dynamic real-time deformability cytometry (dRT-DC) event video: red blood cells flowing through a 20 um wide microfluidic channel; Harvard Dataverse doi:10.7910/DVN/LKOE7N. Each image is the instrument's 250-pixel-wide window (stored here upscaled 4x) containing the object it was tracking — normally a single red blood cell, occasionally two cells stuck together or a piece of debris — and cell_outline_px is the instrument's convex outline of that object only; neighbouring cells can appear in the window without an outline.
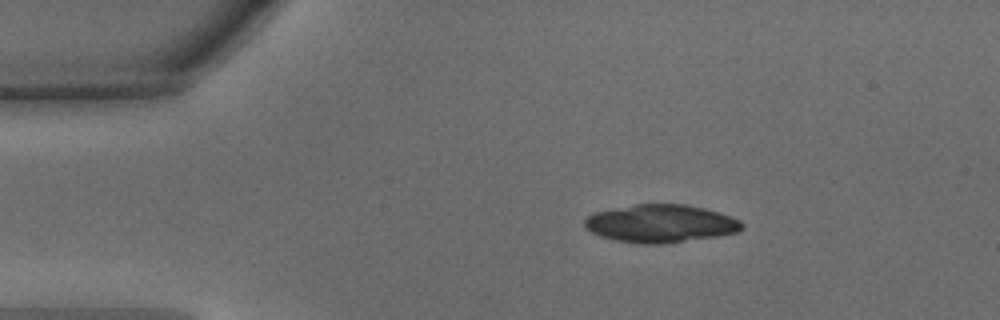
{"species": "common noctule bat (a hibernating species)", "species_latin": "Nyctalus noctula", "temperature_condition": "warm", "stored_images_in_passage": 45, "camera_frame_rate_fps": 3000, "um_per_image_px": 0.085, "animal": {"sex": "male", "body_mass_g": 15.6}, "frame": {"image": 1, "passage_image": 7, "time_ms": 2.0, "image_size_px": [1000, 320], "cell_outline_px": [[744, 228], [740, 232], [716, 236], [664, 244], [644, 244], [616, 240], [600, 236], [584, 228], [584, 220], [588, 216], [596, 212], [636, 204], [684, 204], [704, 208], [720, 212], [740, 220], [744, 224]], "centroid_in_image_um": [56.19, 19.0], "position_along_channel_um": 28.8, "area_um2": 34.74}}